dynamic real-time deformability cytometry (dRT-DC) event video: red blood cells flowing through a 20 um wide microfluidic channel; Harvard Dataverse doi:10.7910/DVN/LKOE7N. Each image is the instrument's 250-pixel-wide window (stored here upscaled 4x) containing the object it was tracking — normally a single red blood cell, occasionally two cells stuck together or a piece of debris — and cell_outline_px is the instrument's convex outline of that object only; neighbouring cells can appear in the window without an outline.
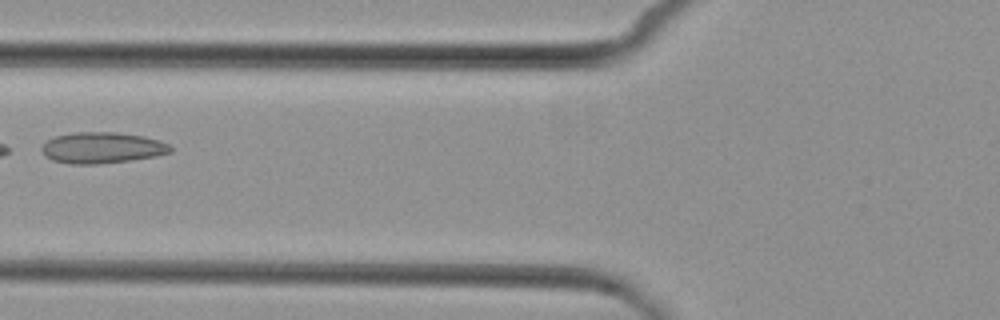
{"species": "common noctule bat (a hibernating species)", "species_latin": "Nyctalus noctula", "temperature_condition": "cold", "stored_images_in_passage": 3, "camera_frame_rate_fps": 3000, "um_per_image_px": 0.085, "animal": {"sex": "female", "body_mass_g": 29.2, "forearm_length_mm": 56.3}, "frame": {"image": 1, "passage_image": 2, "time_ms": 1.333, "image_size_px": [1000, 320], "cell_outline_px": [[172, 152], [156, 156], [128, 160], [96, 164], [72, 164], [52, 160], [44, 156], [40, 148], [48, 140], [56, 136], [76, 132], [116, 132], [144, 136], [160, 140], [168, 144], [172, 148]], "centroid_in_image_um": [8.68, 12.55], "position_along_channel_um": 117.1, "area_um2": 23.29}}
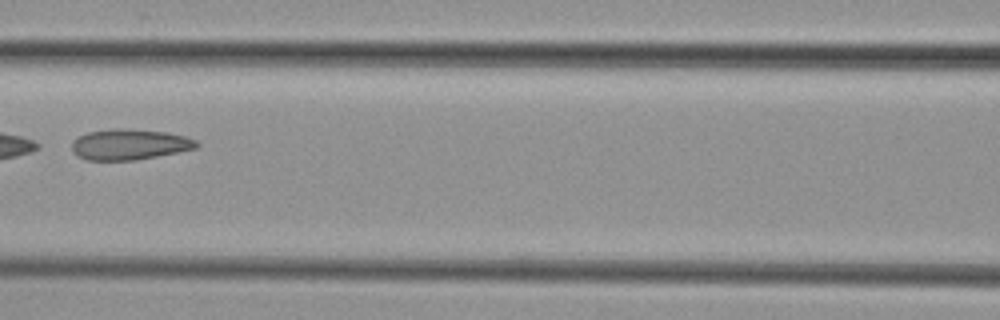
{"frame": {"image": 2, "passage_image": 3, "time_ms": 2.333, "image_size_px": [1000, 320], "cell_outline_px": [[200, 144], [196, 148], [136, 160], [88, 160], [76, 156], [72, 152], [72, 140], [88, 132], [112, 128], [124, 128], [168, 132], [184, 136], [196, 140]], "centroid_in_image_um": [10.98, 12.27], "position_along_channel_um": 155.6, "area_um2": 22.37}}